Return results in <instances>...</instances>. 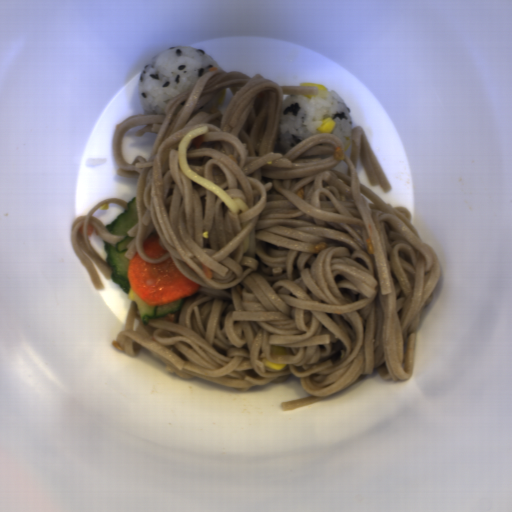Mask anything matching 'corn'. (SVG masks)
Returning a JSON list of instances; mask_svg holds the SVG:
<instances>
[{"label": "corn", "instance_id": "obj_2", "mask_svg": "<svg viewBox=\"0 0 512 512\" xmlns=\"http://www.w3.org/2000/svg\"><path fill=\"white\" fill-rule=\"evenodd\" d=\"M290 348L284 347V346H277L274 345L271 349L270 355L275 356H289L290 355Z\"/></svg>", "mask_w": 512, "mask_h": 512}, {"label": "corn", "instance_id": "obj_1", "mask_svg": "<svg viewBox=\"0 0 512 512\" xmlns=\"http://www.w3.org/2000/svg\"><path fill=\"white\" fill-rule=\"evenodd\" d=\"M336 125L337 124L333 121L332 117L328 116L325 119H323L321 126L318 127L317 129L319 133L327 134L331 133Z\"/></svg>", "mask_w": 512, "mask_h": 512}, {"label": "corn", "instance_id": "obj_4", "mask_svg": "<svg viewBox=\"0 0 512 512\" xmlns=\"http://www.w3.org/2000/svg\"><path fill=\"white\" fill-rule=\"evenodd\" d=\"M299 87H317L318 88V92L320 91H328L327 90V87H325L324 85L322 84H317V83H300Z\"/></svg>", "mask_w": 512, "mask_h": 512}, {"label": "corn", "instance_id": "obj_6", "mask_svg": "<svg viewBox=\"0 0 512 512\" xmlns=\"http://www.w3.org/2000/svg\"><path fill=\"white\" fill-rule=\"evenodd\" d=\"M345 140L346 142H348V144L344 147L345 152H347L351 148V139L349 137H346Z\"/></svg>", "mask_w": 512, "mask_h": 512}, {"label": "corn", "instance_id": "obj_5", "mask_svg": "<svg viewBox=\"0 0 512 512\" xmlns=\"http://www.w3.org/2000/svg\"><path fill=\"white\" fill-rule=\"evenodd\" d=\"M226 93H227V89L226 88H223L220 96H219V99H218V102L217 104L220 106V105H223L224 101H225V98H226Z\"/></svg>", "mask_w": 512, "mask_h": 512}, {"label": "corn", "instance_id": "obj_3", "mask_svg": "<svg viewBox=\"0 0 512 512\" xmlns=\"http://www.w3.org/2000/svg\"><path fill=\"white\" fill-rule=\"evenodd\" d=\"M287 364V363H286ZM286 364H272L266 358L261 359V366L269 367L272 371H281Z\"/></svg>", "mask_w": 512, "mask_h": 512}, {"label": "corn", "instance_id": "obj_7", "mask_svg": "<svg viewBox=\"0 0 512 512\" xmlns=\"http://www.w3.org/2000/svg\"><path fill=\"white\" fill-rule=\"evenodd\" d=\"M300 95H302L303 97H306L308 99H312V98L316 97L317 94H300Z\"/></svg>", "mask_w": 512, "mask_h": 512}]
</instances>
